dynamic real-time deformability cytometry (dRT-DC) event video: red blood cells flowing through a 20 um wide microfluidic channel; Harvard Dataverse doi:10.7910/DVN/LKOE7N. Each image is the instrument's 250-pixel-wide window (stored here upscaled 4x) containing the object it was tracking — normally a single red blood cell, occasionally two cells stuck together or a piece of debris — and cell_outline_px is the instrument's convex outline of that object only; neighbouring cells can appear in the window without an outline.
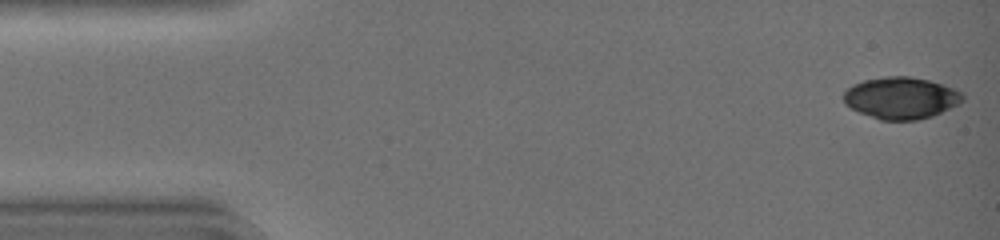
{"species": "common noctule bat (a hibernating species)", "species_latin": "Nyctalus noctula", "temperature_condition": "warm", "stored_images_in_passage": 7, "camera_frame_rate_fps": 3000, "um_per_image_px": 0.085, "animal": {"sex": "female", "body_mass_g": 19.0, "forearm_length_mm": 51.5}, "frame": {"image": 1, "passage_image": 1, "time_ms": 0.0, "image_size_px": [1000, 240], "cell_outline_px": [[964, 100], [960, 104], [932, 116], [916, 120], [880, 120], [860, 112], [844, 104], [844, 92], [852, 84], [864, 80], [884, 76], [908, 76], [928, 80], [944, 84], [964, 92]], "centroid_in_image_um": [76.62, 8.32], "position_along_channel_um": 8.4, "area_um2": 29.19}}